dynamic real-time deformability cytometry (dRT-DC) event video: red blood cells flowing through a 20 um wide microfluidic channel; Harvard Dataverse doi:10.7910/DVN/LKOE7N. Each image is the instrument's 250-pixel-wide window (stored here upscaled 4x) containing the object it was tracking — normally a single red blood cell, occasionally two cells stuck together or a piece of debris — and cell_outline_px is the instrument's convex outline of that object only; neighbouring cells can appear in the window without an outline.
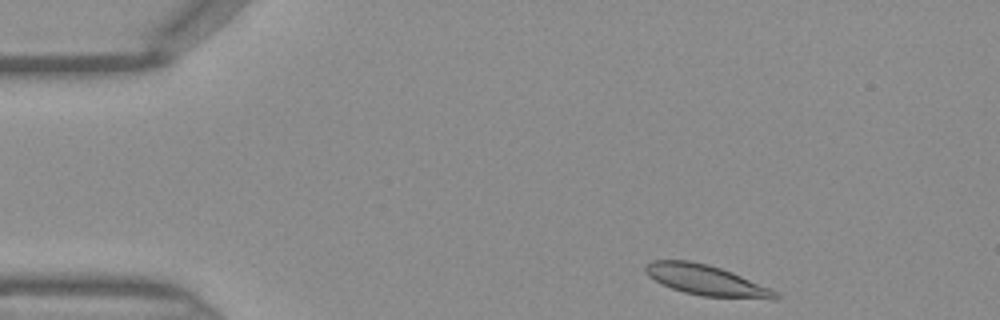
{"species": "Egyptian fruit bat (a non-hibernating species)", "species_latin": "Rousettus aegyptiacus", "temperature_condition": "warm", "stored_images_in_passage": 34, "camera_frame_rate_fps": 3000, "um_per_image_px": 0.085, "frame": {"image": 1, "passage_image": 1, "time_ms": 0.0, "image_size_px": [1000, 320], "cell_outline_px": [[780, 296], [776, 300], [772, 300], [700, 296], [684, 292], [660, 284], [648, 276], [644, 272], [644, 264], [652, 260], [688, 260], [708, 264], [732, 272], [768, 288], [776, 292]], "centroid_in_image_um": [59.98, 23.83], "position_along_channel_um": 25.0, "area_um2": 23.24}}
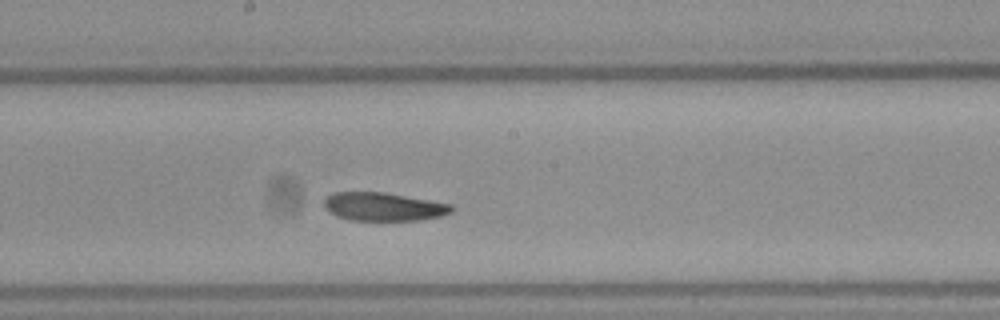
{"frame": {"image": 2, "passage_image": 19, "time_ms": 6.0, "image_size_px": [1000, 320], "cell_outline_px": [[456, 208], [452, 212], [440, 216], [420, 220], [352, 220], [336, 216], [328, 212], [324, 208], [324, 200], [328, 196], [336, 192], [384, 192], [452, 204]], "centroid_in_image_um": [32.61, 17.57], "position_along_channel_um": 215.6, "area_um2": 21.1}}
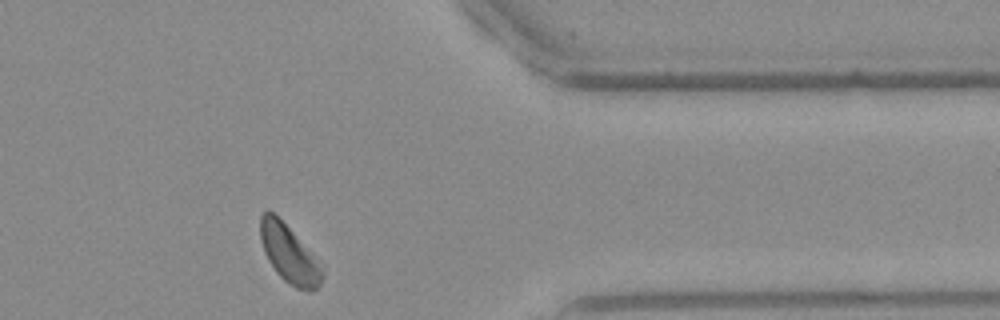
{"frame": {"image": 3, "passage_image": 32, "time_ms": 10.333, "image_size_px": [1000, 320], "cell_outline_px": [[324, 276], [320, 284], [312, 292], [308, 292], [296, 288], [284, 280], [276, 272], [268, 260], [264, 252], [260, 240], [260, 216], [268, 208], [292, 232], [324, 272]], "centroid_in_image_um": [24.52, 21.62], "position_along_channel_um": 386.9, "area_um2": 20.11}}